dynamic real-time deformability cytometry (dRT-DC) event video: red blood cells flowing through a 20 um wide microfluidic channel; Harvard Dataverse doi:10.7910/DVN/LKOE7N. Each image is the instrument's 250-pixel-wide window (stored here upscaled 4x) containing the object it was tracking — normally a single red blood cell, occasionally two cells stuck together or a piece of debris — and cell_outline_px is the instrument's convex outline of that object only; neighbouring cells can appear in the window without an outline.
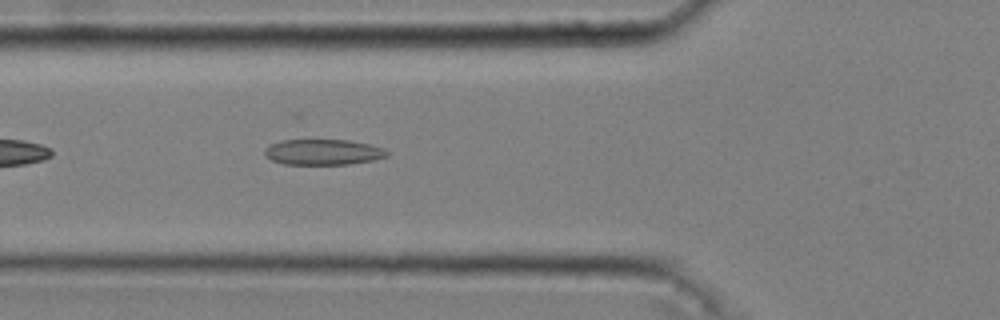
{"species": "common noctule bat (a hibernating species)", "species_latin": "Nyctalus noctula", "temperature_condition": "cold", "stored_images_in_passage": 38, "camera_frame_rate_fps": 3000, "um_per_image_px": 0.085, "animal": {"sex": "male", "body_mass_g": 20.4}, "frame": {"image": 1, "passage_image": 6, "time_ms": 1.667, "image_size_px": [1000, 320], "cell_outline_px": [[388, 156], [372, 160], [348, 164], [284, 164], [272, 160], [264, 156], [264, 148], [280, 140], [348, 140], [368, 144], [384, 148], [388, 152]], "centroid_in_image_um": [27.43, 12.92], "position_along_channel_um": 98.4, "area_um2": 18.21}}
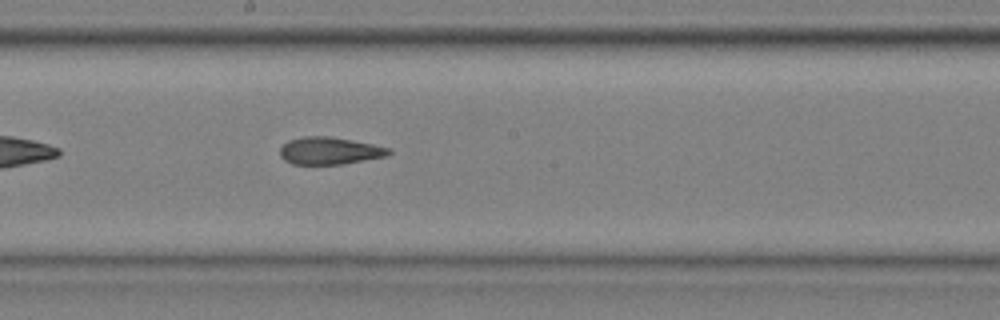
{"frame": {"image": 2, "passage_image": 16, "time_ms": 5.0, "image_size_px": [1000, 320], "cell_outline_px": [[392, 152], [388, 156], [344, 164], [292, 164], [284, 160], [280, 156], [280, 148], [288, 140], [304, 136], [332, 136], [392, 148]], "centroid_in_image_um": [28.04, 12.81], "position_along_channel_um": 220.2, "area_um2": 17.51}}
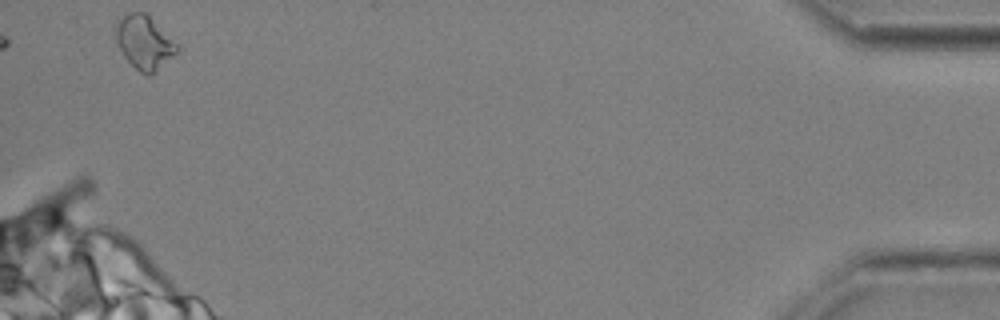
{"frame": {"image": 3, "passage_image": 38, "time_ms": 12.333, "image_size_px": [1000, 320], "cell_outline_px": [[180, 52], [148, 76], [140, 72], [124, 56], [116, 40], [116, 20], [128, 12], [144, 12], [180, 44]], "centroid_in_image_um": [12.31, 3.59], "position_along_channel_um": 422.9, "area_um2": 19.19}, "authors_computed_cell_mechanics": {"area_um2": 17.8602, "velocity_mm_per_s": 3.6488, "shape_relaxation_time_tau1_ms": 10.4185, "shape_relaxation_time_tau2_ms": 3.239, "deformation_change_tau1": 0.2111, "deformation_change_tau2": 0.1255}}